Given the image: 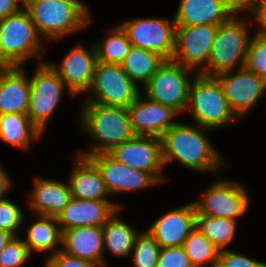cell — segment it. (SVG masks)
<instances>
[{
  "label": "cell",
  "instance_id": "obj_1",
  "mask_svg": "<svg viewBox=\"0 0 266 267\" xmlns=\"http://www.w3.org/2000/svg\"><path fill=\"white\" fill-rule=\"evenodd\" d=\"M198 127L177 123L160 137L164 167L173 159L194 171L216 172L226 164L203 133L209 128Z\"/></svg>",
  "mask_w": 266,
  "mask_h": 267
},
{
  "label": "cell",
  "instance_id": "obj_2",
  "mask_svg": "<svg viewBox=\"0 0 266 267\" xmlns=\"http://www.w3.org/2000/svg\"><path fill=\"white\" fill-rule=\"evenodd\" d=\"M37 32L48 40L81 30L91 21L89 9L79 0H22Z\"/></svg>",
  "mask_w": 266,
  "mask_h": 267
},
{
  "label": "cell",
  "instance_id": "obj_3",
  "mask_svg": "<svg viewBox=\"0 0 266 267\" xmlns=\"http://www.w3.org/2000/svg\"><path fill=\"white\" fill-rule=\"evenodd\" d=\"M83 107L81 126L94 137L96 145L90 152L80 156L108 153L135 136L127 108L97 103H86Z\"/></svg>",
  "mask_w": 266,
  "mask_h": 267
},
{
  "label": "cell",
  "instance_id": "obj_4",
  "mask_svg": "<svg viewBox=\"0 0 266 267\" xmlns=\"http://www.w3.org/2000/svg\"><path fill=\"white\" fill-rule=\"evenodd\" d=\"M247 25L246 20L243 21L234 15L226 23L219 25L207 66L199 68L196 73L215 77L218 74L233 71L236 65L240 68L245 67L250 42Z\"/></svg>",
  "mask_w": 266,
  "mask_h": 267
},
{
  "label": "cell",
  "instance_id": "obj_5",
  "mask_svg": "<svg viewBox=\"0 0 266 267\" xmlns=\"http://www.w3.org/2000/svg\"><path fill=\"white\" fill-rule=\"evenodd\" d=\"M195 74L189 86L187 109L190 107L197 126L216 129L236 120L218 80Z\"/></svg>",
  "mask_w": 266,
  "mask_h": 267
},
{
  "label": "cell",
  "instance_id": "obj_6",
  "mask_svg": "<svg viewBox=\"0 0 266 267\" xmlns=\"http://www.w3.org/2000/svg\"><path fill=\"white\" fill-rule=\"evenodd\" d=\"M39 40V33L24 8L1 18L0 64L5 67L22 66L25 60L37 56L42 49Z\"/></svg>",
  "mask_w": 266,
  "mask_h": 267
},
{
  "label": "cell",
  "instance_id": "obj_7",
  "mask_svg": "<svg viewBox=\"0 0 266 267\" xmlns=\"http://www.w3.org/2000/svg\"><path fill=\"white\" fill-rule=\"evenodd\" d=\"M190 70L172 60H165L143 85L147 99L171 107L178 113L187 110Z\"/></svg>",
  "mask_w": 266,
  "mask_h": 267
},
{
  "label": "cell",
  "instance_id": "obj_8",
  "mask_svg": "<svg viewBox=\"0 0 266 267\" xmlns=\"http://www.w3.org/2000/svg\"><path fill=\"white\" fill-rule=\"evenodd\" d=\"M137 86L120 65L98 61L89 88L95 97L87 98L85 103L127 108L140 95Z\"/></svg>",
  "mask_w": 266,
  "mask_h": 267
},
{
  "label": "cell",
  "instance_id": "obj_9",
  "mask_svg": "<svg viewBox=\"0 0 266 267\" xmlns=\"http://www.w3.org/2000/svg\"><path fill=\"white\" fill-rule=\"evenodd\" d=\"M30 81L28 116L42 131L62 97L65 84L49 63L41 62Z\"/></svg>",
  "mask_w": 266,
  "mask_h": 267
},
{
  "label": "cell",
  "instance_id": "obj_10",
  "mask_svg": "<svg viewBox=\"0 0 266 267\" xmlns=\"http://www.w3.org/2000/svg\"><path fill=\"white\" fill-rule=\"evenodd\" d=\"M173 23V24H172ZM163 19H133L119 26L126 33L132 46L159 54L172 60L175 50V23Z\"/></svg>",
  "mask_w": 266,
  "mask_h": 267
},
{
  "label": "cell",
  "instance_id": "obj_11",
  "mask_svg": "<svg viewBox=\"0 0 266 267\" xmlns=\"http://www.w3.org/2000/svg\"><path fill=\"white\" fill-rule=\"evenodd\" d=\"M249 196L236 182L218 181L203 194L201 201L194 202L196 212L208 217H224L236 221L246 213Z\"/></svg>",
  "mask_w": 266,
  "mask_h": 267
},
{
  "label": "cell",
  "instance_id": "obj_12",
  "mask_svg": "<svg viewBox=\"0 0 266 267\" xmlns=\"http://www.w3.org/2000/svg\"><path fill=\"white\" fill-rule=\"evenodd\" d=\"M237 70L233 75H230L232 71H227L215 78L222 87L231 111L236 117H241L265 94L266 81L246 67Z\"/></svg>",
  "mask_w": 266,
  "mask_h": 267
},
{
  "label": "cell",
  "instance_id": "obj_13",
  "mask_svg": "<svg viewBox=\"0 0 266 267\" xmlns=\"http://www.w3.org/2000/svg\"><path fill=\"white\" fill-rule=\"evenodd\" d=\"M108 154L117 162L130 168L151 173L159 182L163 169L160 137L134 136L115 146Z\"/></svg>",
  "mask_w": 266,
  "mask_h": 267
},
{
  "label": "cell",
  "instance_id": "obj_14",
  "mask_svg": "<svg viewBox=\"0 0 266 267\" xmlns=\"http://www.w3.org/2000/svg\"><path fill=\"white\" fill-rule=\"evenodd\" d=\"M217 29L213 25L176 26L172 61L189 69L202 62L207 65Z\"/></svg>",
  "mask_w": 266,
  "mask_h": 267
},
{
  "label": "cell",
  "instance_id": "obj_15",
  "mask_svg": "<svg viewBox=\"0 0 266 267\" xmlns=\"http://www.w3.org/2000/svg\"><path fill=\"white\" fill-rule=\"evenodd\" d=\"M87 158L99 170L109 195L138 190L159 183L151 173L119 163L108 153L88 155Z\"/></svg>",
  "mask_w": 266,
  "mask_h": 267
},
{
  "label": "cell",
  "instance_id": "obj_16",
  "mask_svg": "<svg viewBox=\"0 0 266 267\" xmlns=\"http://www.w3.org/2000/svg\"><path fill=\"white\" fill-rule=\"evenodd\" d=\"M240 10L238 0H181L173 19L175 26H219Z\"/></svg>",
  "mask_w": 266,
  "mask_h": 267
},
{
  "label": "cell",
  "instance_id": "obj_17",
  "mask_svg": "<svg viewBox=\"0 0 266 267\" xmlns=\"http://www.w3.org/2000/svg\"><path fill=\"white\" fill-rule=\"evenodd\" d=\"M127 110L135 136L161 137L178 123L173 119L178 115L176 110L149 99L144 101L141 94L127 107Z\"/></svg>",
  "mask_w": 266,
  "mask_h": 267
},
{
  "label": "cell",
  "instance_id": "obj_18",
  "mask_svg": "<svg viewBox=\"0 0 266 267\" xmlns=\"http://www.w3.org/2000/svg\"><path fill=\"white\" fill-rule=\"evenodd\" d=\"M96 49L94 44L91 50L78 45L64 57L62 63L55 67L49 64L56 74L62 79L73 95L88 91L97 63Z\"/></svg>",
  "mask_w": 266,
  "mask_h": 267
},
{
  "label": "cell",
  "instance_id": "obj_19",
  "mask_svg": "<svg viewBox=\"0 0 266 267\" xmlns=\"http://www.w3.org/2000/svg\"><path fill=\"white\" fill-rule=\"evenodd\" d=\"M120 208V205L111 203V201L83 200L72 197L56 219L61 231L76 227L103 226Z\"/></svg>",
  "mask_w": 266,
  "mask_h": 267
},
{
  "label": "cell",
  "instance_id": "obj_20",
  "mask_svg": "<svg viewBox=\"0 0 266 267\" xmlns=\"http://www.w3.org/2000/svg\"><path fill=\"white\" fill-rule=\"evenodd\" d=\"M196 225V207L193 204L173 209L157 219L147 230L161 248L182 246Z\"/></svg>",
  "mask_w": 266,
  "mask_h": 267
},
{
  "label": "cell",
  "instance_id": "obj_21",
  "mask_svg": "<svg viewBox=\"0 0 266 267\" xmlns=\"http://www.w3.org/2000/svg\"><path fill=\"white\" fill-rule=\"evenodd\" d=\"M63 252L86 260L96 267H106L102 226L76 227L62 231ZM65 245V246H64Z\"/></svg>",
  "mask_w": 266,
  "mask_h": 267
},
{
  "label": "cell",
  "instance_id": "obj_22",
  "mask_svg": "<svg viewBox=\"0 0 266 267\" xmlns=\"http://www.w3.org/2000/svg\"><path fill=\"white\" fill-rule=\"evenodd\" d=\"M30 81L21 66L4 67L0 71V114H27Z\"/></svg>",
  "mask_w": 266,
  "mask_h": 267
},
{
  "label": "cell",
  "instance_id": "obj_23",
  "mask_svg": "<svg viewBox=\"0 0 266 267\" xmlns=\"http://www.w3.org/2000/svg\"><path fill=\"white\" fill-rule=\"evenodd\" d=\"M33 187L30 207L37 215L56 217L72 198L69 184L56 180L36 177Z\"/></svg>",
  "mask_w": 266,
  "mask_h": 267
},
{
  "label": "cell",
  "instance_id": "obj_24",
  "mask_svg": "<svg viewBox=\"0 0 266 267\" xmlns=\"http://www.w3.org/2000/svg\"><path fill=\"white\" fill-rule=\"evenodd\" d=\"M77 162L68 182L71 196L83 200L108 201L105 196L109 193L97 167L87 157L80 155Z\"/></svg>",
  "mask_w": 266,
  "mask_h": 267
},
{
  "label": "cell",
  "instance_id": "obj_25",
  "mask_svg": "<svg viewBox=\"0 0 266 267\" xmlns=\"http://www.w3.org/2000/svg\"><path fill=\"white\" fill-rule=\"evenodd\" d=\"M42 131L28 114H0V139L10 145L29 148L32 139H39ZM34 137V138H33Z\"/></svg>",
  "mask_w": 266,
  "mask_h": 267
},
{
  "label": "cell",
  "instance_id": "obj_26",
  "mask_svg": "<svg viewBox=\"0 0 266 267\" xmlns=\"http://www.w3.org/2000/svg\"><path fill=\"white\" fill-rule=\"evenodd\" d=\"M164 61L155 52L132 46L120 66L135 84L142 81L145 85Z\"/></svg>",
  "mask_w": 266,
  "mask_h": 267
},
{
  "label": "cell",
  "instance_id": "obj_27",
  "mask_svg": "<svg viewBox=\"0 0 266 267\" xmlns=\"http://www.w3.org/2000/svg\"><path fill=\"white\" fill-rule=\"evenodd\" d=\"M56 224H58L56 217L40 215V219L28 228L27 238L23 242L31 254L34 250L48 252L54 249L53 255H55L62 250H55L57 243L62 244V231Z\"/></svg>",
  "mask_w": 266,
  "mask_h": 267
},
{
  "label": "cell",
  "instance_id": "obj_28",
  "mask_svg": "<svg viewBox=\"0 0 266 267\" xmlns=\"http://www.w3.org/2000/svg\"><path fill=\"white\" fill-rule=\"evenodd\" d=\"M117 211L103 224V245L114 255L125 256L131 253L138 234L132 226L119 220ZM116 215V216H115Z\"/></svg>",
  "mask_w": 266,
  "mask_h": 267
},
{
  "label": "cell",
  "instance_id": "obj_29",
  "mask_svg": "<svg viewBox=\"0 0 266 267\" xmlns=\"http://www.w3.org/2000/svg\"><path fill=\"white\" fill-rule=\"evenodd\" d=\"M182 247L193 267H203L208 263L212 264L211 267H216L220 249L196 226L185 239Z\"/></svg>",
  "mask_w": 266,
  "mask_h": 267
},
{
  "label": "cell",
  "instance_id": "obj_30",
  "mask_svg": "<svg viewBox=\"0 0 266 267\" xmlns=\"http://www.w3.org/2000/svg\"><path fill=\"white\" fill-rule=\"evenodd\" d=\"M218 249L223 250L233 240L236 221L224 217H208L196 212L195 225Z\"/></svg>",
  "mask_w": 266,
  "mask_h": 267
},
{
  "label": "cell",
  "instance_id": "obj_31",
  "mask_svg": "<svg viewBox=\"0 0 266 267\" xmlns=\"http://www.w3.org/2000/svg\"><path fill=\"white\" fill-rule=\"evenodd\" d=\"M103 44H96L97 61L120 65L129 53L132 44L126 33L118 25L112 30V34L104 39Z\"/></svg>",
  "mask_w": 266,
  "mask_h": 267
},
{
  "label": "cell",
  "instance_id": "obj_32",
  "mask_svg": "<svg viewBox=\"0 0 266 267\" xmlns=\"http://www.w3.org/2000/svg\"><path fill=\"white\" fill-rule=\"evenodd\" d=\"M159 244L153 236L146 230L138 233L135 237L132 250L133 260L136 267H157Z\"/></svg>",
  "mask_w": 266,
  "mask_h": 267
},
{
  "label": "cell",
  "instance_id": "obj_33",
  "mask_svg": "<svg viewBox=\"0 0 266 267\" xmlns=\"http://www.w3.org/2000/svg\"><path fill=\"white\" fill-rule=\"evenodd\" d=\"M245 67L266 81V38L255 34L250 39Z\"/></svg>",
  "mask_w": 266,
  "mask_h": 267
},
{
  "label": "cell",
  "instance_id": "obj_34",
  "mask_svg": "<svg viewBox=\"0 0 266 267\" xmlns=\"http://www.w3.org/2000/svg\"><path fill=\"white\" fill-rule=\"evenodd\" d=\"M31 257L23 239L13 237L0 251V267H20Z\"/></svg>",
  "mask_w": 266,
  "mask_h": 267
},
{
  "label": "cell",
  "instance_id": "obj_35",
  "mask_svg": "<svg viewBox=\"0 0 266 267\" xmlns=\"http://www.w3.org/2000/svg\"><path fill=\"white\" fill-rule=\"evenodd\" d=\"M23 222V212L9 199L0 200V230H4L12 234L14 237L16 235V230L19 229Z\"/></svg>",
  "mask_w": 266,
  "mask_h": 267
},
{
  "label": "cell",
  "instance_id": "obj_36",
  "mask_svg": "<svg viewBox=\"0 0 266 267\" xmlns=\"http://www.w3.org/2000/svg\"><path fill=\"white\" fill-rule=\"evenodd\" d=\"M157 267H193L182 246L160 248Z\"/></svg>",
  "mask_w": 266,
  "mask_h": 267
},
{
  "label": "cell",
  "instance_id": "obj_37",
  "mask_svg": "<svg viewBox=\"0 0 266 267\" xmlns=\"http://www.w3.org/2000/svg\"><path fill=\"white\" fill-rule=\"evenodd\" d=\"M216 267H266V263L223 249L219 252Z\"/></svg>",
  "mask_w": 266,
  "mask_h": 267
},
{
  "label": "cell",
  "instance_id": "obj_38",
  "mask_svg": "<svg viewBox=\"0 0 266 267\" xmlns=\"http://www.w3.org/2000/svg\"><path fill=\"white\" fill-rule=\"evenodd\" d=\"M46 267H96L89 261L69 255L62 250L55 255L47 257Z\"/></svg>",
  "mask_w": 266,
  "mask_h": 267
},
{
  "label": "cell",
  "instance_id": "obj_39",
  "mask_svg": "<svg viewBox=\"0 0 266 267\" xmlns=\"http://www.w3.org/2000/svg\"><path fill=\"white\" fill-rule=\"evenodd\" d=\"M241 10L253 12L255 20L260 24L261 29L256 33L258 36L266 38V0L264 1H239ZM255 13V14H254Z\"/></svg>",
  "mask_w": 266,
  "mask_h": 267
},
{
  "label": "cell",
  "instance_id": "obj_40",
  "mask_svg": "<svg viewBox=\"0 0 266 267\" xmlns=\"http://www.w3.org/2000/svg\"><path fill=\"white\" fill-rule=\"evenodd\" d=\"M19 5L18 0H0V19L18 13L24 7Z\"/></svg>",
  "mask_w": 266,
  "mask_h": 267
},
{
  "label": "cell",
  "instance_id": "obj_41",
  "mask_svg": "<svg viewBox=\"0 0 266 267\" xmlns=\"http://www.w3.org/2000/svg\"><path fill=\"white\" fill-rule=\"evenodd\" d=\"M0 165V200L4 199V194L7 193L9 187H11L10 178L7 176L6 172L3 171Z\"/></svg>",
  "mask_w": 266,
  "mask_h": 267
},
{
  "label": "cell",
  "instance_id": "obj_42",
  "mask_svg": "<svg viewBox=\"0 0 266 267\" xmlns=\"http://www.w3.org/2000/svg\"><path fill=\"white\" fill-rule=\"evenodd\" d=\"M14 236L7 231L0 230V251L8 244Z\"/></svg>",
  "mask_w": 266,
  "mask_h": 267
},
{
  "label": "cell",
  "instance_id": "obj_43",
  "mask_svg": "<svg viewBox=\"0 0 266 267\" xmlns=\"http://www.w3.org/2000/svg\"><path fill=\"white\" fill-rule=\"evenodd\" d=\"M238 1H264V0H238Z\"/></svg>",
  "mask_w": 266,
  "mask_h": 267
},
{
  "label": "cell",
  "instance_id": "obj_44",
  "mask_svg": "<svg viewBox=\"0 0 266 267\" xmlns=\"http://www.w3.org/2000/svg\"><path fill=\"white\" fill-rule=\"evenodd\" d=\"M5 66L0 64V71L4 68Z\"/></svg>",
  "mask_w": 266,
  "mask_h": 267
}]
</instances>
